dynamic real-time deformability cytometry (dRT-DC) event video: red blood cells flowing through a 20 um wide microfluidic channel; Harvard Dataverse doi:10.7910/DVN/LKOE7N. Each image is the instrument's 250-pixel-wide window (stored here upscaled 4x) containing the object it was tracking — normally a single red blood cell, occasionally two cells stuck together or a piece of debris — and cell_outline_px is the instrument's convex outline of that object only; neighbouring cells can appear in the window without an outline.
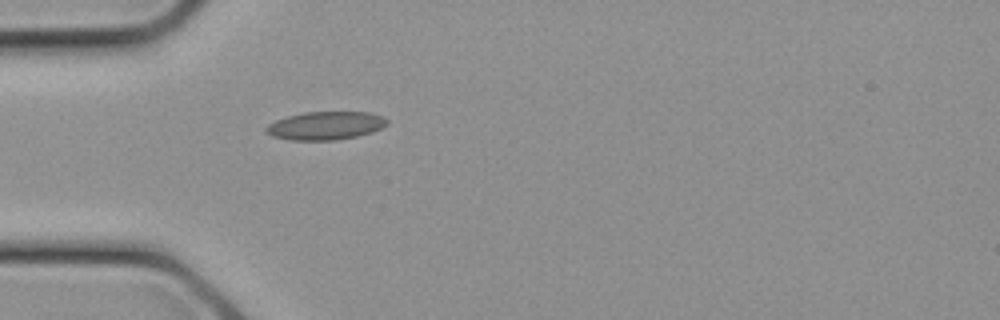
{"species": "common noctule bat (a hibernating species)", "species_latin": "Nyctalus noctula", "temperature_condition": "cold", "stored_images_in_passage": 6, "camera_frame_rate_fps": 3000, "um_per_image_px": 0.085, "animal": {"sex": "female", "body_mass_g": 21.9}, "frame": {"image": 1, "passage_image": 1, "time_ms": 0.0, "image_size_px": [1000, 320], "cell_outline_px": [[388, 124], [372, 132], [356, 136], [336, 140], [288, 140], [272, 136], [264, 132], [264, 128], [268, 124], [276, 120], [288, 116], [304, 112], [368, 112], [384, 116], [388, 120]], "centroid_in_image_um": [27.65, 10.68], "position_along_channel_um": 57.4, "area_um2": 20.0}}
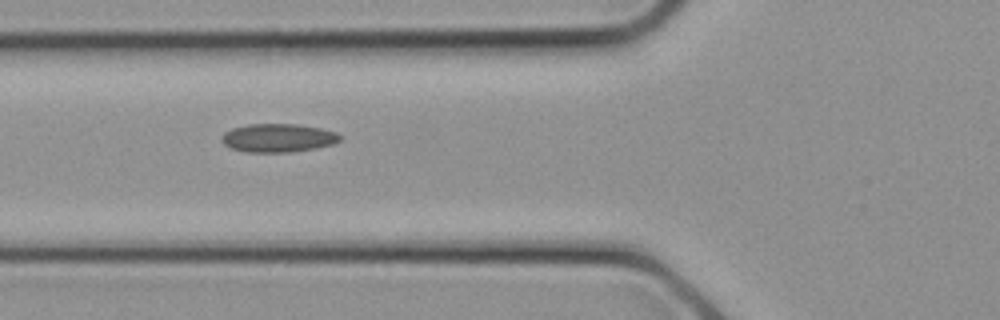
{"frame": {"image": 2, "passage_image": 3, "time_ms": 0.667, "image_size_px": [1000, 320], "cell_outline_px": [[340, 140], [332, 144], [316, 148], [292, 152], [244, 152], [232, 148], [224, 144], [220, 140], [224, 132], [232, 128], [248, 124], [296, 124], [320, 128], [336, 132], [340, 136]], "centroid_in_image_um": [23.61, 11.72], "position_along_channel_um": 102.2, "area_um2": 19.59}}
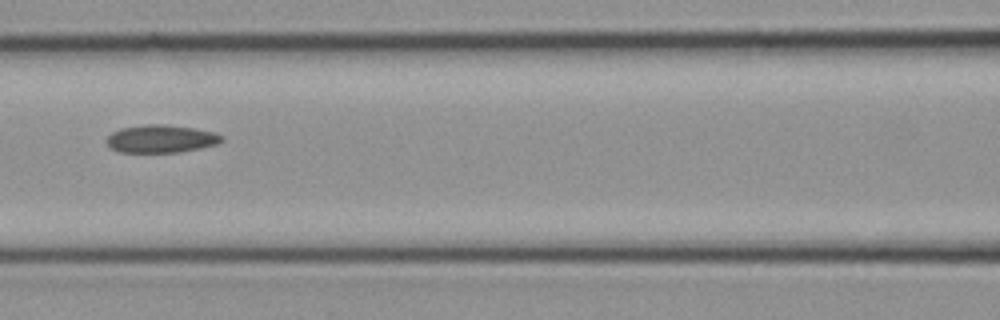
{"frame": {"image": 3, "passage_image": 5, "time_ms": 1.333, "image_size_px": [1000, 320], "cell_outline_px": [[224, 140], [216, 144], [200, 148], [180, 152], [120, 152], [112, 148], [104, 140], [112, 132], [120, 128], [148, 124], [164, 124], [196, 128], [216, 132], [224, 136]], "centroid_in_image_um": [13.71, 11.79], "position_along_channel_um": 152.9, "area_um2": 18.79}}